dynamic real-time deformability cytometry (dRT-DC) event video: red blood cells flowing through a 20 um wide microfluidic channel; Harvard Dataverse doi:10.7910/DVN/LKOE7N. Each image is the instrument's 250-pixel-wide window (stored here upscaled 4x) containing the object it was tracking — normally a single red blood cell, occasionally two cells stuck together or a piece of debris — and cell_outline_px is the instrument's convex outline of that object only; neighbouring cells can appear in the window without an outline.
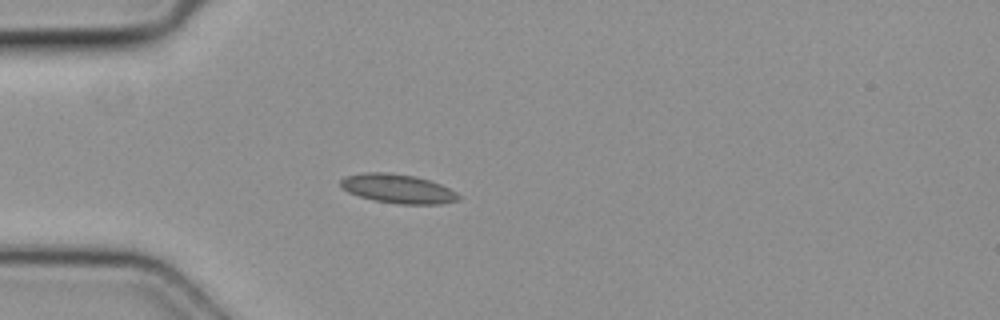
{"species": "common noctule bat (a hibernating species)", "species_latin": "Nyctalus noctula", "temperature_condition": "cold", "stored_images_in_passage": 4, "camera_frame_rate_fps": 3000, "um_per_image_px": 0.085, "animal": {"sex": "female", "body_mass_g": 19.3, "forearm_length_mm": 54.1}, "frame": {"image": 1, "passage_image": 4, "time_ms": 1.0, "image_size_px": [1000, 320], "cell_outline_px": [[460, 200], [444, 204], [396, 204], [376, 200], [360, 196], [348, 192], [340, 188], [340, 180], [344, 176], [364, 172], [388, 172], [416, 176], [440, 184], [456, 192], [460, 196]], "centroid_in_image_um": [33.81, 16.03], "position_along_channel_um": 51.2, "area_um2": 20.11}}